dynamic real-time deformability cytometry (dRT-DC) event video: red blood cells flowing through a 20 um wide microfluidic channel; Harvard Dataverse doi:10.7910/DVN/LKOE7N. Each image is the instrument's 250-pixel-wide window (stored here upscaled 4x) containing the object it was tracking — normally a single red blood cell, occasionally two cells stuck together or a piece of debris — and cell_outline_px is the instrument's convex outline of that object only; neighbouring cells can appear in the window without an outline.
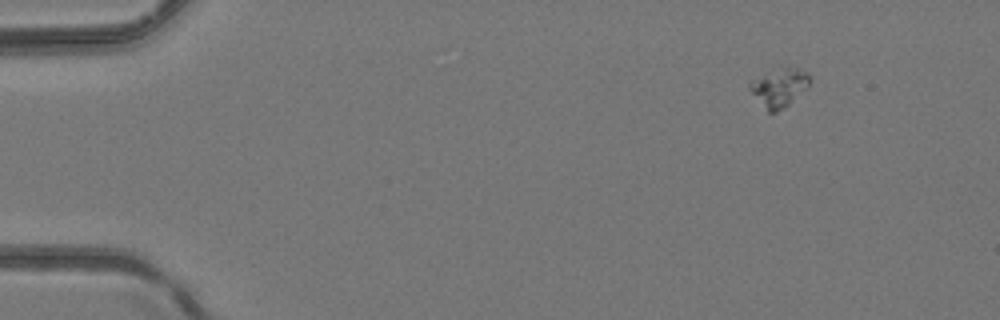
{"species": "common noctule bat (a hibernating species)", "species_latin": "Nyctalus noctula", "temperature_condition": "room temperature", "stored_images_in_passage": 44, "camera_frame_rate_fps": 3000, "um_per_image_px": 0.085, "animal": {"sex": "female", "body_mass_g": 24.6, "forearm_length_mm": 56.2}, "frame": {"image": 1, "passage_image": 1, "time_ms": 0.0, "image_size_px": [1000, 320], "cell_outline_px": [[812, 80], [784, 108], [776, 112], [768, 112], [748, 88], [748, 84], [752, 80], [784, 68], [796, 68], [808, 72], [812, 76]], "centroid_in_image_um": [66.25, 7.45], "position_along_channel_um": 18.8, "area_um2": 12.72}}
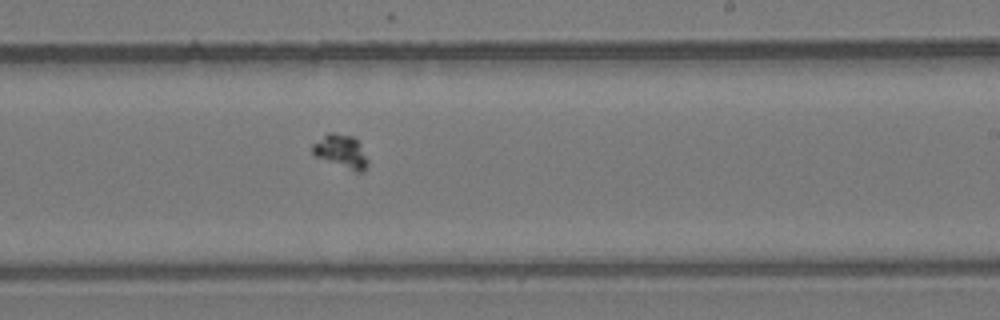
{"frame": {"image": 2, "passage_image": 25, "time_ms": 8.0, "image_size_px": [1000, 320], "cell_outline_px": [[368, 164], [364, 172], [356, 172], [316, 156], [312, 152], [312, 144], [328, 132], [332, 132], [352, 136], [360, 144], [368, 160]], "centroid_in_image_um": [29.01, 12.86], "position_along_channel_um": 260.0, "area_um2": 10.64}}
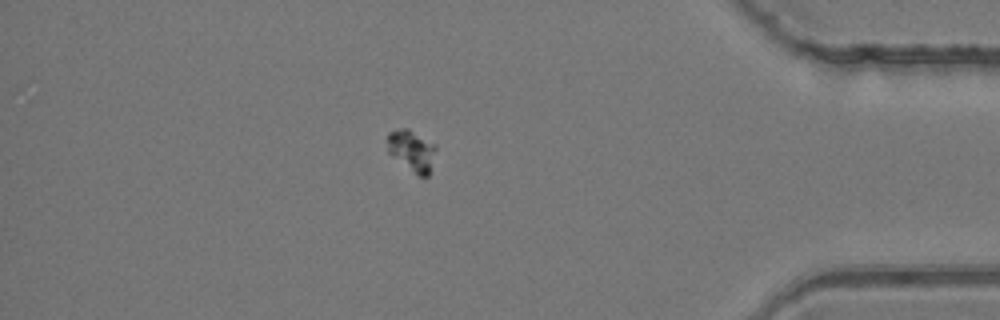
{"frame": {"image": 3, "passage_image": 37, "time_ms": 12.0, "image_size_px": [1000, 320], "cell_outline_px": [[436, 148], [428, 176], [420, 176], [392, 156], [388, 152], [388, 132], [400, 128], [408, 128], [436, 144]], "centroid_in_image_um": [35.01, 12.76], "position_along_channel_um": 400.2, "area_um2": 11.39}}